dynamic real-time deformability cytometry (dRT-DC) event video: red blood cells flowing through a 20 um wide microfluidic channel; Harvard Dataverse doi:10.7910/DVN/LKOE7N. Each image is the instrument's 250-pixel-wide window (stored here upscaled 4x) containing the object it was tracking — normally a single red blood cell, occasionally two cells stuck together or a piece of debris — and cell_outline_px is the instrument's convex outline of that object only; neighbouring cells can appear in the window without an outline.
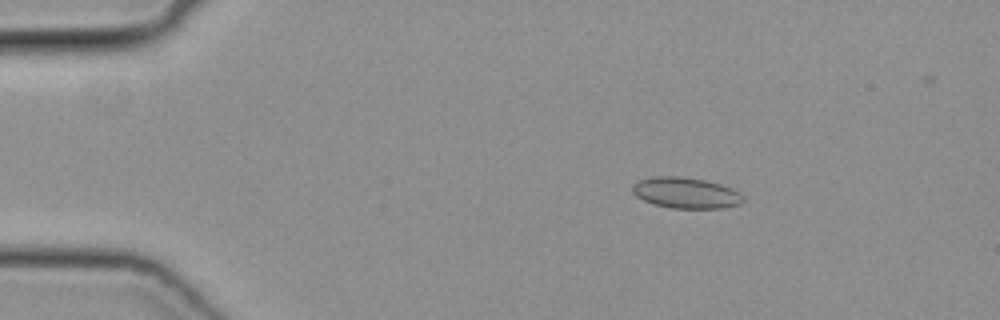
{"species": "common noctule bat (a hibernating species)", "species_latin": "Nyctalus noctula", "temperature_condition": "cold", "stored_images_in_passage": 50, "camera_frame_rate_fps": 3000, "um_per_image_px": 0.085, "animal": {"sex": "female", "body_mass_g": 19.3, "forearm_length_mm": 54.1}, "frame": {"image": 1, "passage_image": 9, "time_ms": 2.667, "image_size_px": [1000, 320], "cell_outline_px": [[744, 200], [740, 204], [724, 208], [672, 208], [652, 204], [636, 196], [632, 192], [632, 184], [640, 180], [656, 176], [680, 176], [704, 180], [720, 184], [732, 188], [740, 192], [744, 196]], "centroid_in_image_um": [58.31, 16.4], "position_along_channel_um": 26.7, "area_um2": 20.06}}
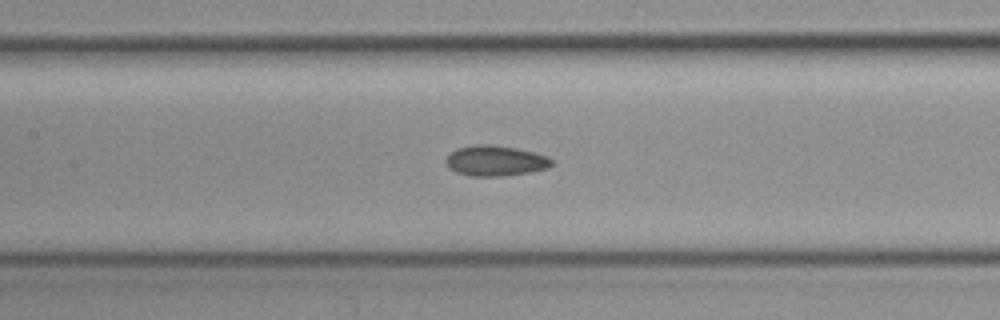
{"frame": {"image": 2, "passage_image": 24, "time_ms": 7.667, "image_size_px": [1000, 320], "cell_outline_px": [[556, 160], [548, 168], [532, 172], [504, 176], [468, 176], [456, 172], [448, 168], [444, 160], [456, 148], [472, 144], [492, 144], [516, 148], [548, 156]], "centroid_in_image_um": [42.11, 13.66], "position_along_channel_um": 165.3, "area_um2": 19.13}}
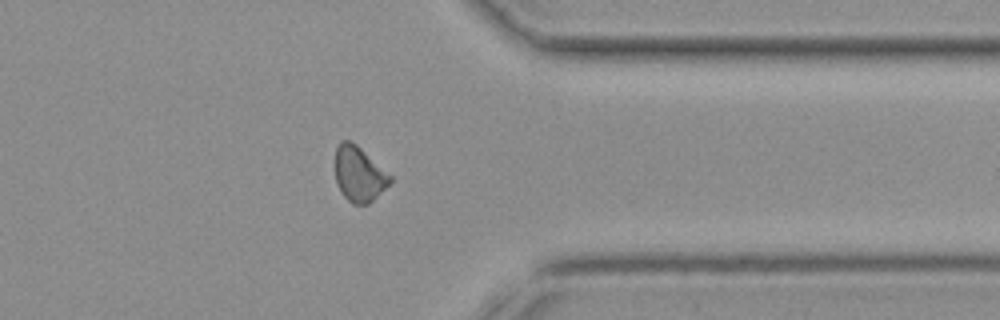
{"frame": {"image": 3, "passage_image": 40, "time_ms": 13.0, "image_size_px": [1000, 320], "cell_outline_px": [[392, 180], [368, 204], [352, 204], [340, 192], [336, 184], [332, 164], [336, 148], [340, 140], [348, 140], [356, 144], [392, 176]], "centroid_in_image_um": [30.43, 14.77], "position_along_channel_um": 381.0, "area_um2": 17.92}}